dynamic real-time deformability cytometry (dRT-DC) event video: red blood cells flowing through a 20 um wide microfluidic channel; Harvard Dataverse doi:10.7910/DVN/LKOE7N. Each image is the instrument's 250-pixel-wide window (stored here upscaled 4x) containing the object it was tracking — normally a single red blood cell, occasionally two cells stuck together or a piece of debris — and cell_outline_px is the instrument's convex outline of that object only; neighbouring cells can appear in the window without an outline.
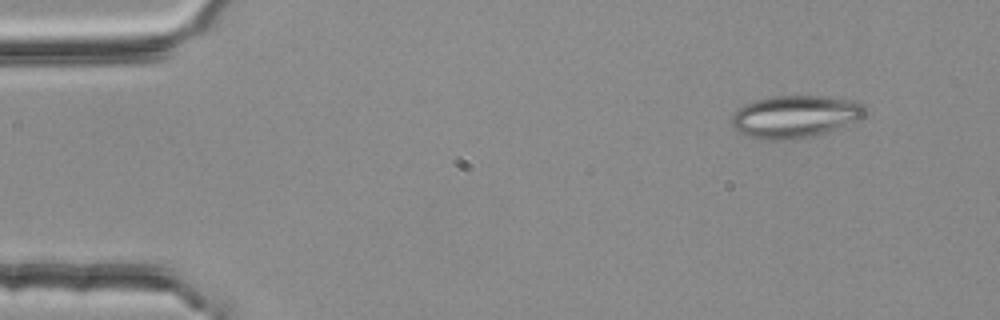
{"species": "common noctule bat (a hibernating species)", "species_latin": "Nyctalus noctula", "temperature_condition": "room temperature", "stored_images_in_passage": 3, "camera_frame_rate_fps": 3000, "um_per_image_px": 0.085, "animal": {"sex": "female", "body_mass_g": 25.1}, "frame": {"image": 1, "passage_image": 1, "time_ms": 0.0, "image_size_px": [1000, 320], "cell_outline_px": [[864, 116], [856, 120], [836, 128], [824, 132], [808, 136], [772, 140], [760, 140], [740, 132], [732, 124], [732, 112], [744, 104], [756, 100], [772, 96], [824, 96], [852, 100], [864, 104]], "centroid_in_image_um": [67.54, 9.88], "position_along_channel_um": 17.5, "area_um2": 32.31}}